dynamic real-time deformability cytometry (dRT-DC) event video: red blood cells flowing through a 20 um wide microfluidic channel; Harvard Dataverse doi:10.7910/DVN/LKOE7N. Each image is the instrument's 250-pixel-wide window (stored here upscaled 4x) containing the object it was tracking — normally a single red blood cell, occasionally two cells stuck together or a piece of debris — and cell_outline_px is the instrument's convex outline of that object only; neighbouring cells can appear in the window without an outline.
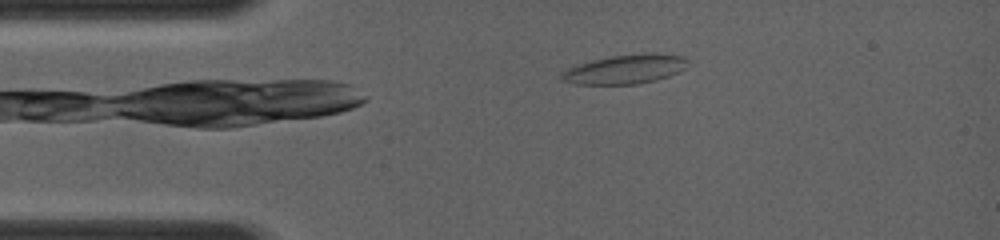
{"species": "common noctule bat (a hibernating species)", "species_latin": "Nyctalus noctula", "temperature_condition": "room temperature", "stored_images_in_passage": 73, "camera_frame_rate_fps": 4000, "um_per_image_px": 0.085, "animal": {"sex": "female", "body_mass_g": 19.0, "forearm_length_mm": 56.7}, "frame": {"image": 1, "passage_image": 10, "time_ms": 1.5, "image_size_px": [1000, 240], "cell_outline_px": [[688, 60], [684, 68], [680, 72], [656, 80], [636, 84], [576, 84], [560, 80], [560, 72], [568, 68], [592, 60], [612, 56], [644, 52], [656, 52], [684, 56]], "centroid_in_image_um": [53.15, 5.87], "position_along_channel_um": 31.8, "area_um2": 21.68}}
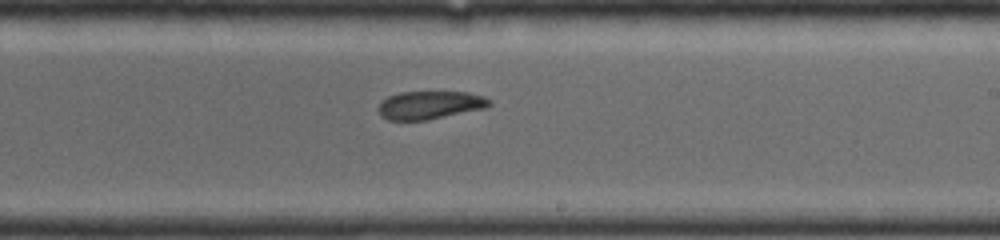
{"frame": {"image": 2, "passage_image": 41, "time_ms": 7.0, "image_size_px": [1000, 240], "cell_outline_px": [[492, 104], [488, 108], [428, 120], [388, 120], [380, 116], [376, 108], [380, 100], [388, 96], [400, 92], [468, 92], [484, 96], [492, 100]], "centroid_in_image_um": [36.54, 8.93], "position_along_channel_um": 252.5, "area_um2": 18.67}}
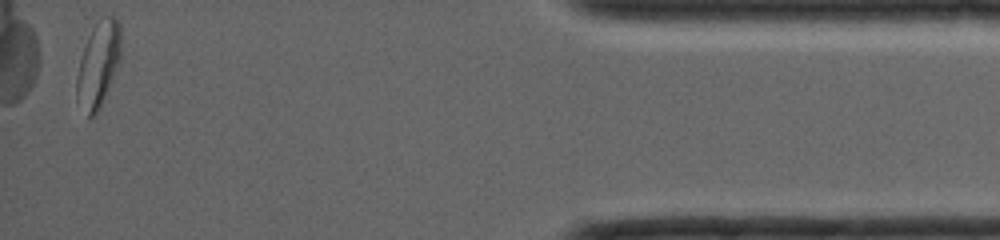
{"frame": {"image": 3, "passage_image": 73, "time_ms": 12.0, "image_size_px": [1000, 240], "cell_outline_px": [[120, 60], [100, 108], [96, 116], [88, 120], [76, 100], [76, 76], [80, 56], [88, 36], [92, 28], [100, 16], [112, 16], [120, 24]], "centroid_in_image_um": [8.32, 5.52], "position_along_channel_um": 426.9, "area_um2": 22.43}}